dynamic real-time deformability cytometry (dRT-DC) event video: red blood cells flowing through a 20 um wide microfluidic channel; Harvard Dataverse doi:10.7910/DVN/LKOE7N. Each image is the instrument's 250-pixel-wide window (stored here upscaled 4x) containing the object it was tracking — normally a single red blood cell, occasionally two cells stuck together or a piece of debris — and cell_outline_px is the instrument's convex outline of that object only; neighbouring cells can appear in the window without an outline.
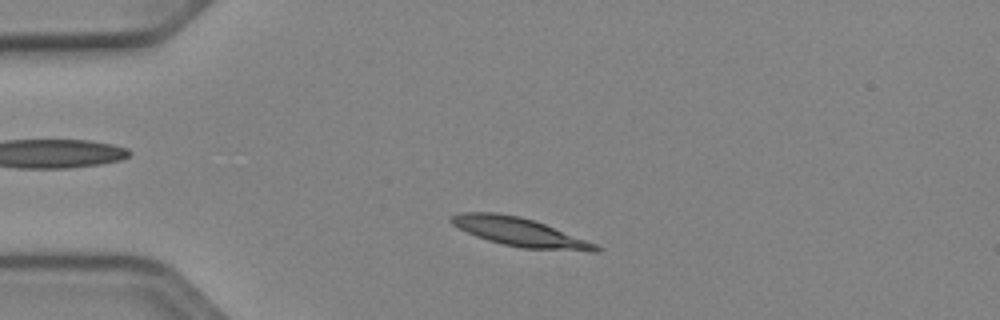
{"species": "Egyptian fruit bat (a non-hibernating species)", "species_latin": "Rousettus aegyptiacus", "temperature_condition": "cold", "stored_images_in_passage": 47, "camera_frame_rate_fps": 3000, "um_per_image_px": 0.085, "animal": {"sex": "female"}, "frame": {"image": 1, "passage_image": 7, "time_ms": 2.0, "image_size_px": [1000, 320], "cell_outline_px": [[604, 248], [600, 252], [588, 252], [524, 248], [504, 244], [488, 240], [476, 236], [452, 224], [448, 220], [452, 216], [460, 212], [496, 212], [520, 216], [544, 224], [596, 244]], "centroid_in_image_um": [44.21, 19.73], "position_along_channel_um": 40.8, "area_um2": 23.93}}
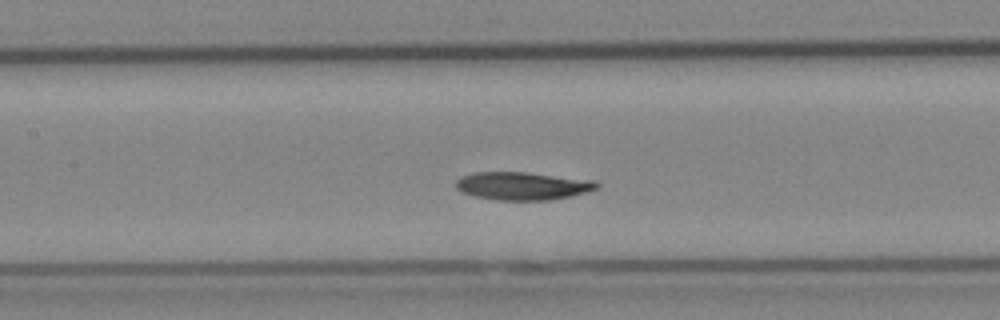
{"frame": {"image": 2, "passage_image": 19, "time_ms": 6.0, "image_size_px": [1000, 320], "cell_outline_px": [[600, 184], [596, 188], [588, 192], [572, 196], [552, 200], [496, 200], [476, 196], [460, 192], [456, 188], [456, 180], [460, 176], [476, 172], [528, 172], [596, 180]], "centroid_in_image_um": [44.44, 15.8], "position_along_channel_um": 163.0, "area_um2": 23.24}}
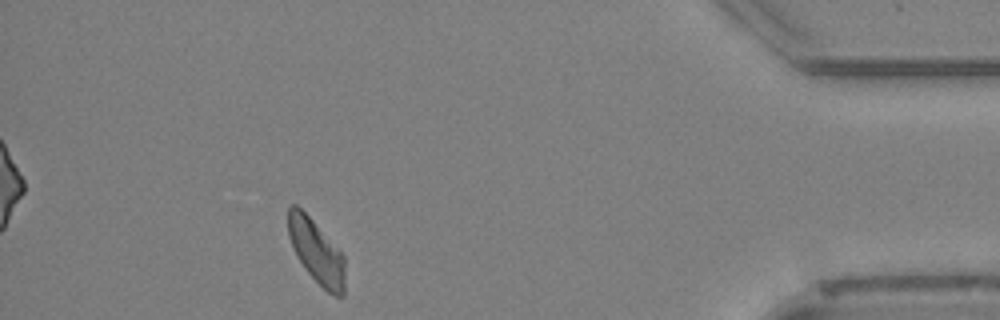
{"frame": {"image": 3, "passage_image": 42, "time_ms": 13.667, "image_size_px": [1000, 320], "cell_outline_px": [[344, 296], [336, 296], [328, 292], [304, 268], [296, 256], [288, 236], [288, 208], [292, 204], [296, 204], [312, 220], [344, 256]], "centroid_in_image_um": [26.87, 21.39], "position_along_channel_um": 408.3, "area_um2": 20.63}, "authors_computed_cell_mechanics": {"area_um2": 22.7154, "velocity_mm_per_s": 3.8406, "shape_relaxation_time_tau1_ms": 3.5639, "shape_relaxation_time_tau2_ms": null, "deformation_change_tau1": 0.124, "deformation_change_tau2": null}}